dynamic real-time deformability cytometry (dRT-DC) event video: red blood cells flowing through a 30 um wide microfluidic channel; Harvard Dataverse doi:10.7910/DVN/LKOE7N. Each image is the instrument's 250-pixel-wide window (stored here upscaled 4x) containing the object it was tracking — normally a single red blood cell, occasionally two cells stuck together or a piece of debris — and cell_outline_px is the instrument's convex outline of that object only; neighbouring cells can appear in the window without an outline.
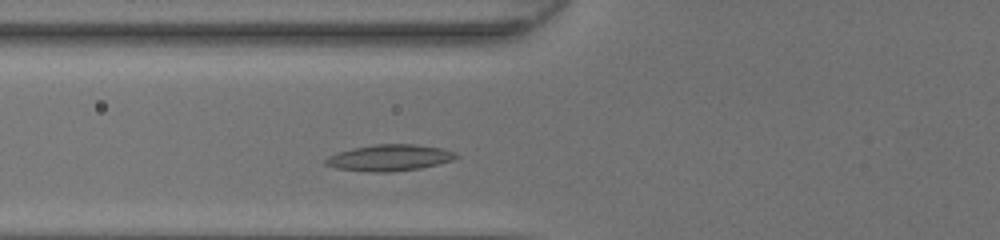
{"species": "common noctule bat (a hibernating species)", "species_latin": "Nyctalus noctula", "temperature_condition": "room temperature", "stored_images_in_passage": 29, "camera_frame_rate_fps": 3000, "um_per_image_px": 0.085, "animal": {"sex": "female", "body_mass_g": 20.0, "forearm_length_mm": 54.0}, "frame": {"image": 1, "passage_image": 6, "time_ms": 1.667, "image_size_px": [1000, 240], "cell_outline_px": [[460, 156], [452, 160], [420, 168], [388, 172], [372, 172], [336, 168], [324, 164], [324, 160], [328, 156], [352, 148], [376, 144], [416, 144], [440, 148], [452, 152]], "centroid_in_image_um": [33.07, 13.41], "position_along_channel_um": 92.7, "area_um2": 19.77}}
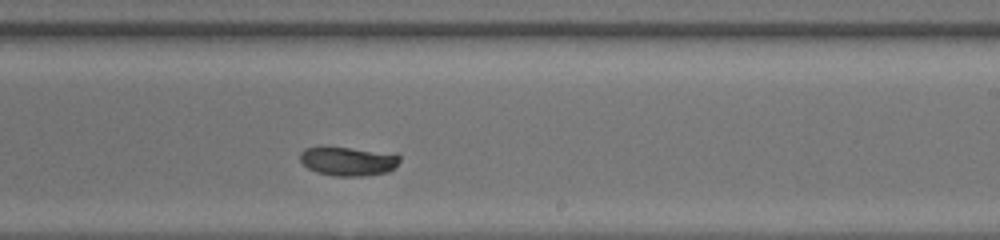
{"frame": {"image": 2, "passage_image": 18, "time_ms": 5.667, "image_size_px": [1000, 240], "cell_outline_px": [[400, 160], [388, 172], [364, 176], [332, 176], [316, 172], [308, 168], [300, 160], [300, 152], [304, 148], [348, 148], [396, 152], [400, 156]], "centroid_in_image_um": [29.63, 13.71], "position_along_channel_um": 259.4, "area_um2": 16.82}}
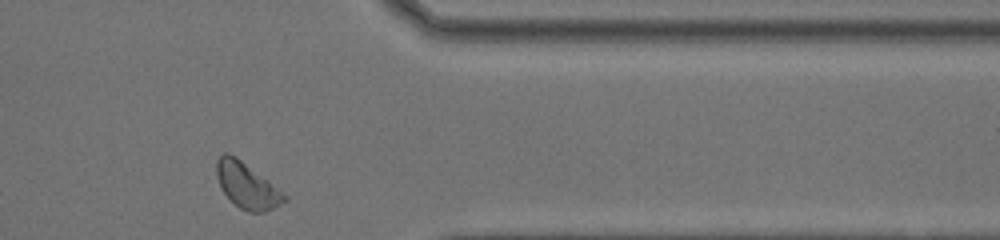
{"frame": {"image": 3, "passage_image": 28, "time_ms": 9.0, "image_size_px": [1000, 240], "cell_outline_px": [[288, 200], [264, 212], [248, 212], [240, 208], [220, 188], [216, 176], [216, 160], [224, 152], [228, 152], [236, 156], [268, 180], [288, 196]], "centroid_in_image_um": [20.98, 15.75], "position_along_channel_um": 390.4, "area_um2": 17.92}, "authors_computed_cell_mechanics": {"area_um2": 17.5712, "velocity_mm_per_s": 4.1689, "shape_relaxation_time_tau1_ms": null, "shape_relaxation_time_tau2_ms": 4.5367, "deformation_change_tau1": null, "deformation_change_tau2": 0.0581}}